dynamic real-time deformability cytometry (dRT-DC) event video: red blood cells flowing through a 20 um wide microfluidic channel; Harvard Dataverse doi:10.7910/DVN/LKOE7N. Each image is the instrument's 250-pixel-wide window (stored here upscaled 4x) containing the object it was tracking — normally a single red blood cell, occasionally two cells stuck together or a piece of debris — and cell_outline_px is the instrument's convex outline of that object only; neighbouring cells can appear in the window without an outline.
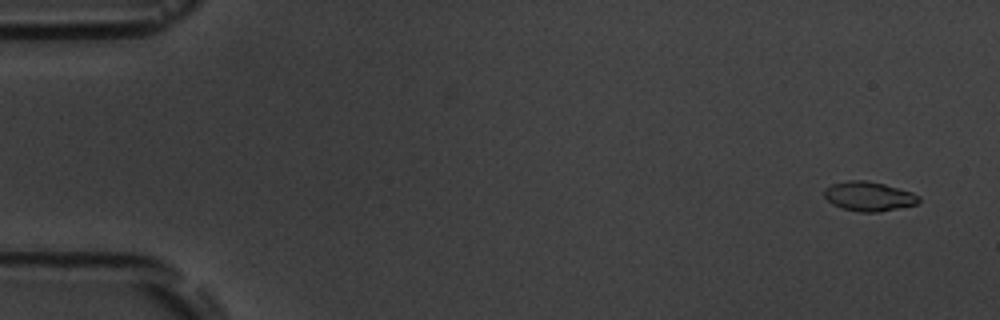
{"species": "common noctule bat (a hibernating species)", "species_latin": "Nyctalus noctula", "temperature_condition": "room temperature", "stored_images_in_passage": 5, "camera_frame_rate_fps": 3000, "um_per_image_px": 0.085, "animal": {"sex": "male", "body_mass_g": 19.5, "forearm_length_mm": 54.6}, "frame": {"image": 1, "passage_image": 1, "time_ms": 0.0, "image_size_px": [1000, 320], "cell_outline_px": [[920, 200], [916, 204], [876, 212], [860, 212], [840, 208], [832, 204], [824, 196], [824, 188], [832, 184], [848, 180], [864, 180], [884, 184], [912, 192], [920, 196]], "centroid_in_image_um": [73.82, 16.68], "position_along_channel_um": 11.2, "area_um2": 16.13}}
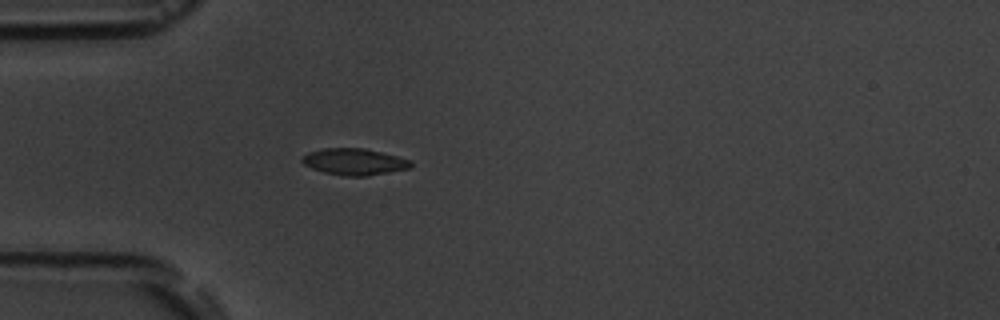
{"frame": {"image": 2, "passage_image": 5, "time_ms": 4.667, "image_size_px": [1000, 320], "cell_outline_px": [[412, 168], [368, 176], [344, 176], [324, 172], [312, 168], [304, 164], [300, 160], [300, 156], [308, 152], [324, 148], [364, 148], [412, 160]], "centroid_in_image_um": [30.11, 13.75], "position_along_channel_um": 54.9, "area_um2": 16.94}}